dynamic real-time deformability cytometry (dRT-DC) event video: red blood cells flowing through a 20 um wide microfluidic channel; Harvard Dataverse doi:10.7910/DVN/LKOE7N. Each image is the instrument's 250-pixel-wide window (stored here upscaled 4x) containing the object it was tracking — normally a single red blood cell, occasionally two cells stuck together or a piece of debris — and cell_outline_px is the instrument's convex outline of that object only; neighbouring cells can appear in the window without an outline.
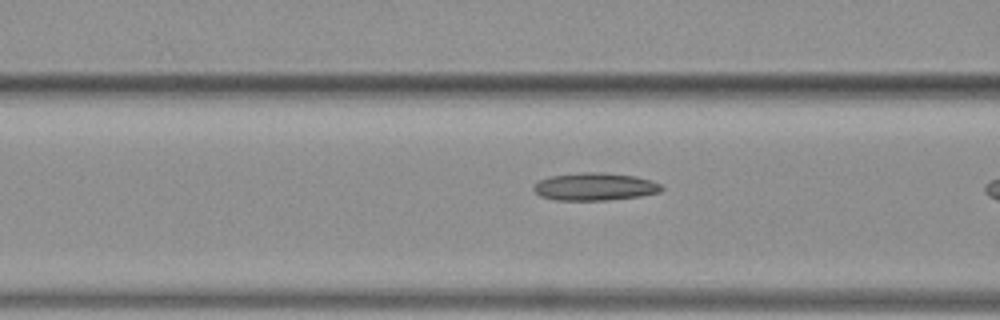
{"species": "common noctule bat (a hibernating species)", "species_latin": "Nyctalus noctula", "temperature_condition": "warm", "stored_images_in_passage": 8, "camera_frame_rate_fps": 3000, "um_per_image_px": 0.085, "animal": {"sex": "female", "body_mass_g": 19.3, "forearm_length_mm": 54.1}, "frame": {"image": 1, "passage_image": 7, "time_ms": 2.0, "image_size_px": [1000, 320], "cell_outline_px": [[664, 188], [660, 192], [640, 196], [608, 200], [556, 200], [540, 196], [532, 188], [540, 180], [548, 176], [580, 172], [600, 172], [636, 176], [652, 180], [660, 184]], "centroid_in_image_um": [50.57, 15.86], "position_along_channel_um": 116.0, "area_um2": 20.69}}